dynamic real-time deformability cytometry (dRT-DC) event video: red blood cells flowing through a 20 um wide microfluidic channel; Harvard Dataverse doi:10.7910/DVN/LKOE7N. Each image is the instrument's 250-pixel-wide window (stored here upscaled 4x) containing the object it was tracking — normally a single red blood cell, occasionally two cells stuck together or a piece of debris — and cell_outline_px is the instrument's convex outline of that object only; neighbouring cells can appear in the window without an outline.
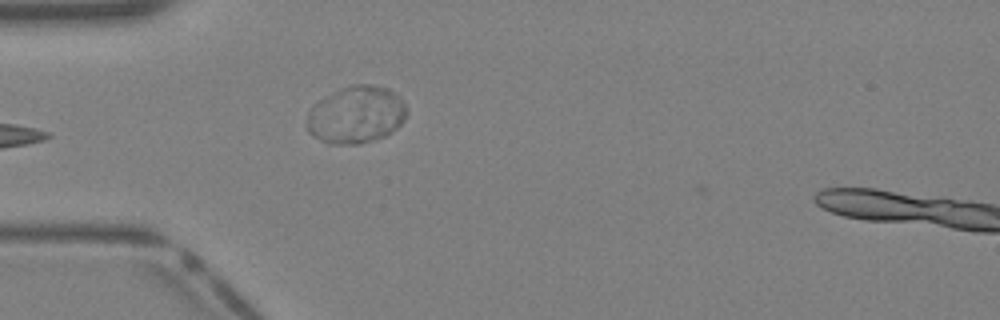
{"species": "Egyptian fruit bat (a non-hibernating species)", "species_latin": "Rousettus aegyptiacus", "temperature_condition": "warm", "stored_images_in_passage": 27, "camera_frame_rate_fps": 3000, "um_per_image_px": 0.085, "animal": {"sex": "female"}, "frame": {"image": 1, "passage_image": 1, "time_ms": 0.0, "image_size_px": [1000, 320], "cell_outline_px": [[408, 112], [404, 120], [392, 132], [384, 136], [372, 140], [356, 144], [328, 144], [312, 136], [308, 132], [308, 112], [320, 100], [352, 84], [372, 84], [388, 88], [400, 96], [404, 100], [408, 108]], "centroid_in_image_um": [30.32, 9.76], "position_along_channel_um": 54.7, "area_um2": 33.23}}
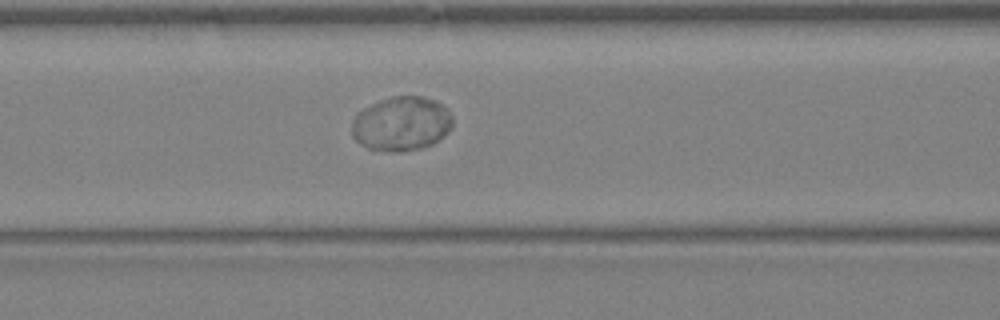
{"frame": {"image": 2, "passage_image": 6, "time_ms": 1.667, "image_size_px": [1000, 320], "cell_outline_px": [[452, 128], [440, 140], [424, 148], [400, 152], [388, 152], [368, 148], [356, 140], [352, 136], [352, 124], [356, 112], [380, 100], [392, 96], [420, 96], [436, 100], [448, 108], [452, 120]], "centroid_in_image_um": [34.14, 10.52], "position_along_channel_um": 132.5, "area_um2": 32.25}}
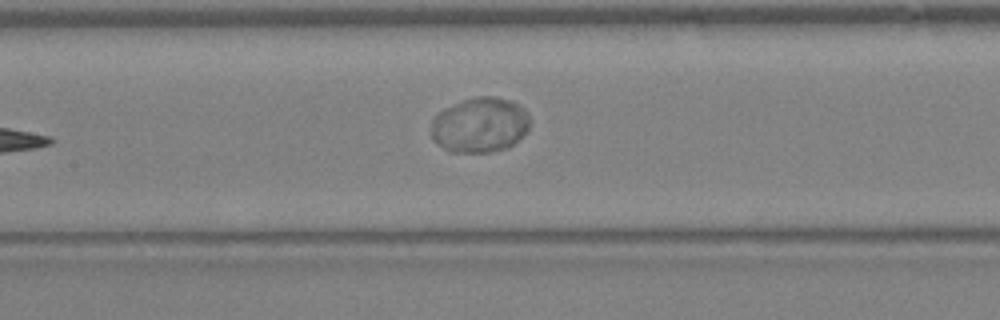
{"frame": {"image": 3, "passage_image": 8, "time_ms": 2.333, "image_size_px": [1000, 320], "cell_outline_px": [[528, 128], [512, 144], [504, 148], [488, 152], [448, 152], [432, 140], [432, 120], [436, 112], [444, 108], [464, 100], [480, 96], [496, 96], [512, 100], [524, 108], [528, 116]], "centroid_in_image_um": [40.74, 10.61], "position_along_channel_um": 166.7, "area_um2": 31.56}}